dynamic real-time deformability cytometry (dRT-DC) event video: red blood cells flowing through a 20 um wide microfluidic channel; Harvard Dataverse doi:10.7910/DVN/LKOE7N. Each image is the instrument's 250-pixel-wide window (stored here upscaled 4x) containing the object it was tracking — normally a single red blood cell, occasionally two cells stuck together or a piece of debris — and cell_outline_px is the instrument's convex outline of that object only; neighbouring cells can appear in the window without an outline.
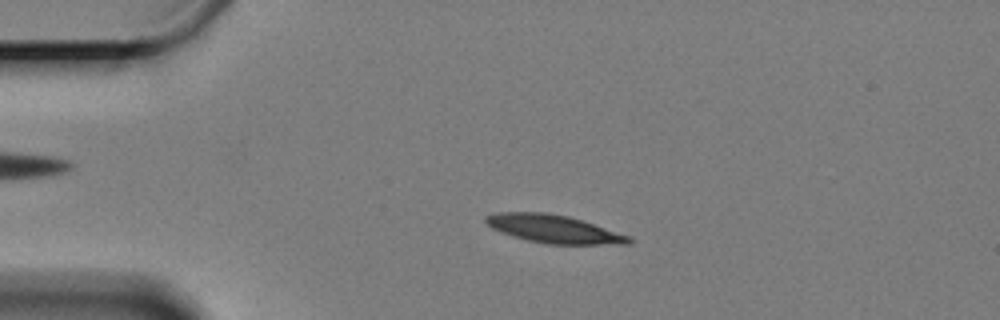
{"species": "Egyptian fruit bat (a non-hibernating species)", "species_latin": "Rousettus aegyptiacus", "temperature_condition": "cold", "stored_images_in_passage": 48, "camera_frame_rate_fps": 3000, "um_per_image_px": 0.085, "animal": {"sex": "female"}, "frame": {"image": 1, "passage_image": 1, "time_ms": 0.0, "image_size_px": [1000, 320], "cell_outline_px": [[632, 244], [544, 244], [512, 236], [500, 232], [492, 228], [484, 220], [484, 216], [500, 212], [544, 212], [568, 216], [632, 236]], "centroid_in_image_um": [47.08, 19.46], "position_along_channel_um": 37.9, "area_um2": 23.41}}
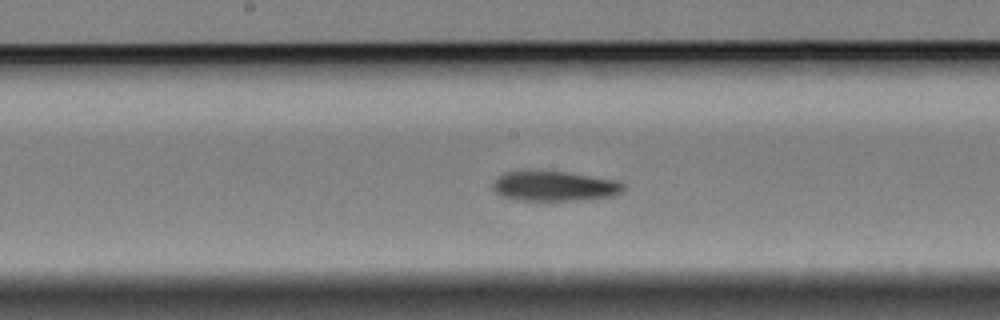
{"frame": {"image": 2, "passage_image": 19, "time_ms": 6.0, "image_size_px": [1000, 320], "cell_outline_px": [[624, 188], [620, 192], [612, 196], [584, 200], [516, 200], [504, 196], [496, 192], [492, 188], [492, 184], [504, 172], [564, 172], [620, 180], [624, 184]], "centroid_in_image_um": [47.18, 15.83], "position_along_channel_um": 201.0, "area_um2": 22.43}}
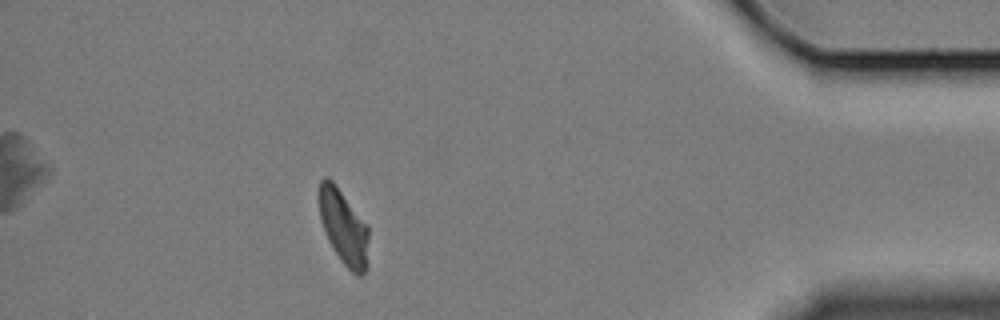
{"frame": {"image": 3, "passage_image": 42, "time_ms": 13.667, "image_size_px": [1000, 320], "cell_outline_px": [[368, 268], [360, 276], [356, 276], [340, 260], [332, 248], [328, 240], [320, 220], [320, 180], [324, 176], [328, 176], [336, 184], [368, 224]], "centroid_in_image_um": [29.24, 19.32], "position_along_channel_um": 406.0, "area_um2": 21.91}, "authors_computed_cell_mechanics": {"area_um2": 22.9466, "velocity_mm_per_s": 3.2637, "shape_relaxation_time_tau1_ms": 4.893, "shape_relaxation_time_tau2_ms": null, "deformation_change_tau1": 0.1336, "deformation_change_tau2": null}}